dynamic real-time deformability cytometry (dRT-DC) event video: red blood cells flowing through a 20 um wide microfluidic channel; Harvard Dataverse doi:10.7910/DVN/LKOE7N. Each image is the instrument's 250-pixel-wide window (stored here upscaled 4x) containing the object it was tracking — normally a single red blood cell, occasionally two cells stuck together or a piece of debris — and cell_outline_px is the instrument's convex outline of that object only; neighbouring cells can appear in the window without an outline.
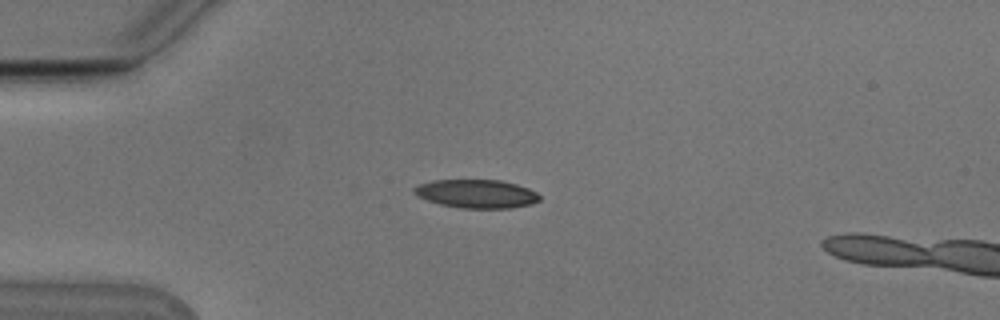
{"species": "Egyptian fruit bat (a non-hibernating species)", "species_latin": "Rousettus aegyptiacus", "temperature_condition": "cold", "stored_images_in_passage": 4, "camera_frame_rate_fps": 3000, "um_per_image_px": 0.085, "animal": {"sex": "male"}, "frame": {"image": 1, "passage_image": 1, "time_ms": 0.0, "image_size_px": [1000, 320], "cell_outline_px": [[540, 200], [532, 204], [508, 208], [460, 208], [440, 204], [428, 200], [412, 192], [412, 188], [420, 184], [432, 180], [500, 180], [516, 184], [528, 188], [536, 192], [540, 196]], "centroid_in_image_um": [40.51, 16.47], "position_along_channel_um": 44.5, "area_um2": 20.75}}